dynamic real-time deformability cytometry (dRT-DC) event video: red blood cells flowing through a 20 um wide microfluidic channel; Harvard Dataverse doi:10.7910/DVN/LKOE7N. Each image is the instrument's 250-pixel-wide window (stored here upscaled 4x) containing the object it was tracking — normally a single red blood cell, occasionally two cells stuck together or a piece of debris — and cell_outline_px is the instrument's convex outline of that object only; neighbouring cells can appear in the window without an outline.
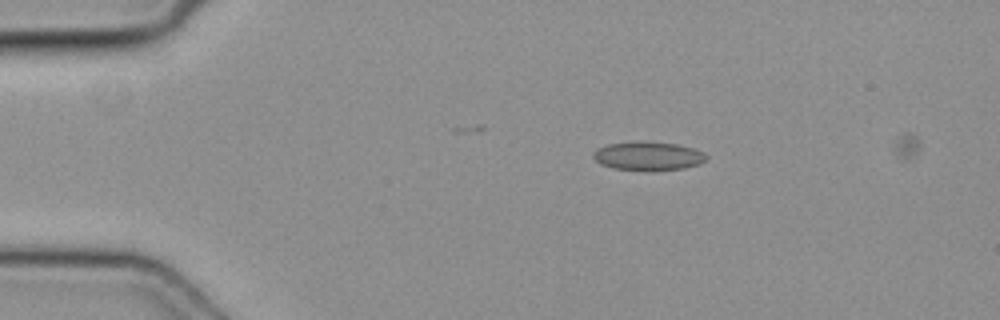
{"species": "common noctule bat (a hibernating species)", "species_latin": "Nyctalus noctula", "temperature_condition": "cold", "stored_images_in_passage": 7, "camera_frame_rate_fps": 3000, "um_per_image_px": 0.085, "animal": {"sex": "female", "body_mass_g": 19.3, "forearm_length_mm": 54.1}, "frame": {"image": 1, "passage_image": 1, "time_ms": 0.0, "image_size_px": [1000, 320], "cell_outline_px": [[708, 156], [700, 164], [684, 168], [612, 168], [600, 164], [592, 156], [592, 152], [596, 148], [608, 144], [636, 140], [644, 140], [676, 144], [692, 148], [704, 152]], "centroid_in_image_um": [55.05, 13.2], "position_along_channel_um": 30.0, "area_um2": 18.5}}